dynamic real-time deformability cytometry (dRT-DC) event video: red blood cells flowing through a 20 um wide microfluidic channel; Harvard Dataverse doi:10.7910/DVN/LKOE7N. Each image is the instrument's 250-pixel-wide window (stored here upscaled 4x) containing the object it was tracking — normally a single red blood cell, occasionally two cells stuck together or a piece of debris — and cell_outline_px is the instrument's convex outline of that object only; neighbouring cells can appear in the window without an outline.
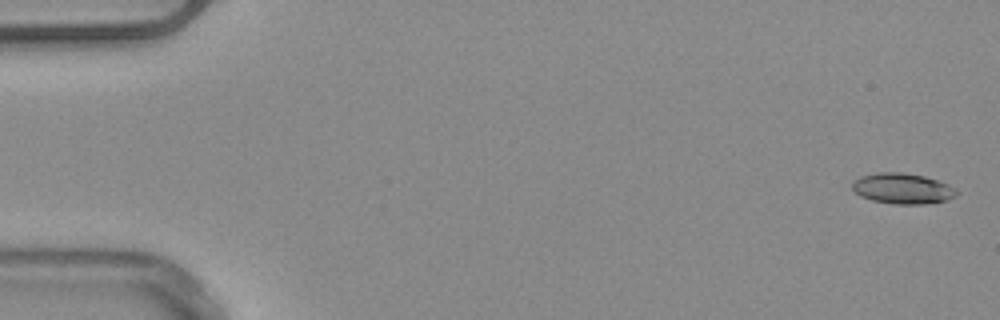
{"species": "common noctule bat (a hibernating species)", "species_latin": "Nyctalus noctula", "temperature_condition": "warm", "stored_images_in_passage": 52, "camera_frame_rate_fps": 3000, "um_per_image_px": 0.085, "animal": {"sex": "male", "body_mass_g": 20.4}, "frame": {"image": 1, "passage_image": 1, "time_ms": 0.0, "image_size_px": [1000, 320], "cell_outline_px": [[960, 192], [956, 196], [944, 200], [924, 204], [892, 204], [872, 200], [860, 196], [852, 188], [852, 180], [860, 176], [876, 172], [900, 172], [924, 176], [948, 184], [956, 188]], "centroid_in_image_um": [76.7, 16.02], "position_along_channel_um": 8.3, "area_um2": 18.73}}
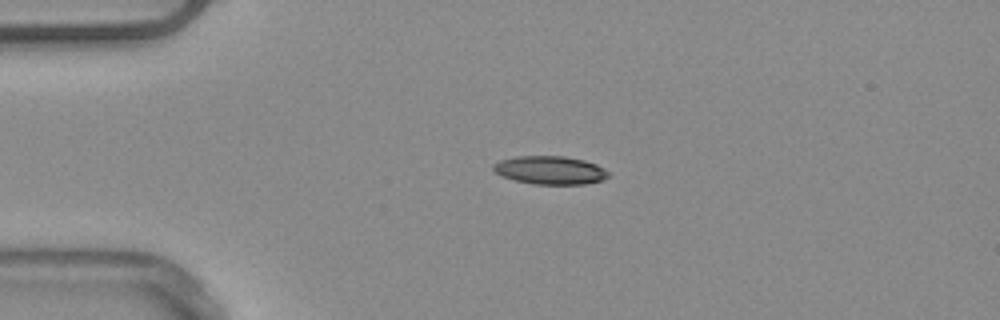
{"frame": {"image": 2, "passage_image": 12, "time_ms": 3.667, "image_size_px": [1000, 320], "cell_outline_px": [[608, 176], [604, 180], [584, 184], [532, 184], [500, 176], [492, 168], [492, 164], [500, 160], [516, 156], [564, 156], [584, 160], [596, 164], [604, 168], [608, 172]], "centroid_in_image_um": [46.75, 14.46], "position_along_channel_um": 38.3, "area_um2": 19.02}, "authors_computed_cell_mechanics": {"area_um2": 18.9584, "velocity_mm_per_s": 3.9068, "shape_relaxation_time_tau1_ms": null, "shape_relaxation_time_tau2_ms": 4.339, "deformation_change_tau1": null, "deformation_change_tau2": 0.1235}}